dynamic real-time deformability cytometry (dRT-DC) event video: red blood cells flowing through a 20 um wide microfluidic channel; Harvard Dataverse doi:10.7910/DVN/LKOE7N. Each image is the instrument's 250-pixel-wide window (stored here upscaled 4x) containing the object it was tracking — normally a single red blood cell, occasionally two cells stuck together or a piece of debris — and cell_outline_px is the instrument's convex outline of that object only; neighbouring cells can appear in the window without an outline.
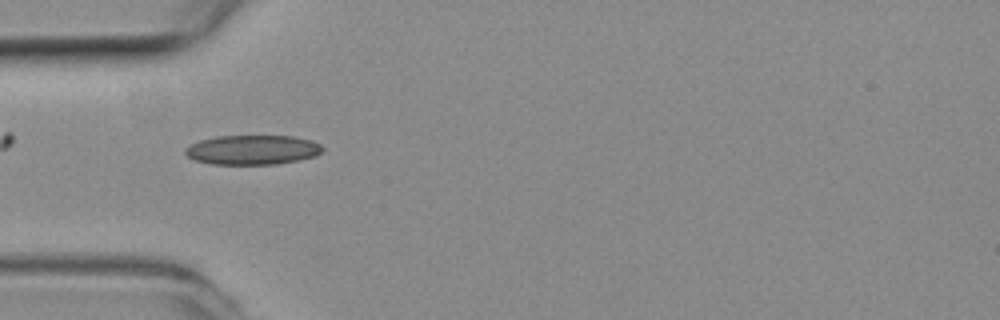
{"species": "common noctule bat (a hibernating species)", "species_latin": "Nyctalus noctula", "temperature_condition": "room temperature", "stored_images_in_passage": 57, "camera_frame_rate_fps": 3000, "um_per_image_px": 0.085, "animal": {"sex": "female", "body_mass_g": 19.3, "forearm_length_mm": 54.1}, "frame": {"image": 1, "passage_image": 18, "time_ms": 5.667, "image_size_px": [1000, 320], "cell_outline_px": [[324, 148], [316, 156], [276, 164], [212, 164], [196, 160], [188, 156], [184, 152], [184, 148], [200, 140], [216, 136], [292, 136], [312, 140], [320, 144]], "centroid_in_image_um": [21.46, 12.73], "position_along_channel_um": 63.5, "area_um2": 23.52}}
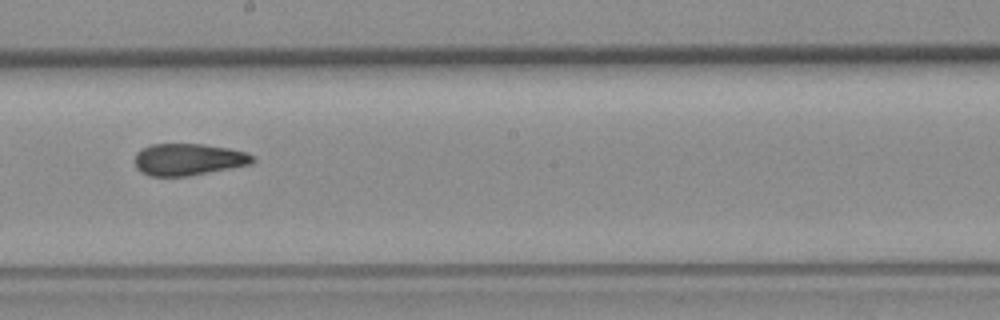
{"frame": {"image": 2, "passage_image": 32, "time_ms": 10.333, "image_size_px": [1000, 320], "cell_outline_px": [[256, 160], [252, 164], [188, 176], [152, 176], [140, 172], [136, 168], [136, 152], [152, 144], [204, 144], [228, 148], [248, 152], [256, 156]], "centroid_in_image_um": [16.07, 13.55], "position_along_channel_um": 232.1, "area_um2": 21.96}}
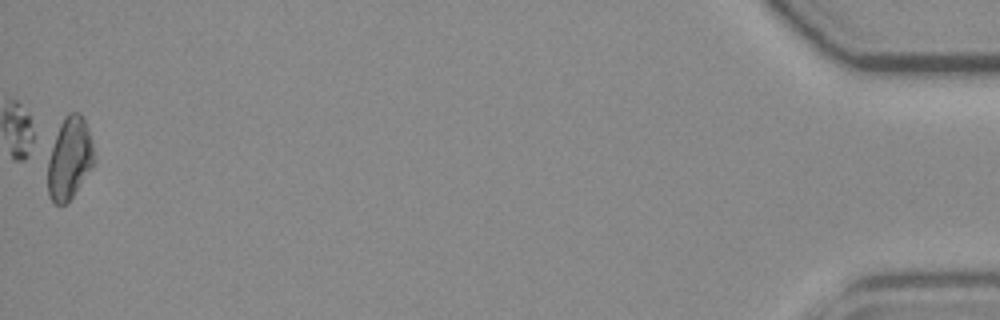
{"frame": {"image": 3, "passage_image": 57, "time_ms": 18.667, "image_size_px": [1000, 320], "cell_outline_px": [[96, 160], [92, 168], [72, 196], [64, 204], [56, 204], [48, 196], [48, 160], [60, 124], [64, 116], [68, 112], [80, 112], [84, 120], [92, 144]], "centroid_in_image_um": [5.92, 13.46], "position_along_channel_um": 429.3, "area_um2": 21.79}, "authors_computed_cell_mechanics": {"area_um2": 22.0218, "velocity_mm_per_s": 3.6169, "shape_relaxation_time_tau1_ms": null, "shape_relaxation_time_tau2_ms": 2.7843, "deformation_change_tau1": null, "deformation_change_tau2": 0.0912}}